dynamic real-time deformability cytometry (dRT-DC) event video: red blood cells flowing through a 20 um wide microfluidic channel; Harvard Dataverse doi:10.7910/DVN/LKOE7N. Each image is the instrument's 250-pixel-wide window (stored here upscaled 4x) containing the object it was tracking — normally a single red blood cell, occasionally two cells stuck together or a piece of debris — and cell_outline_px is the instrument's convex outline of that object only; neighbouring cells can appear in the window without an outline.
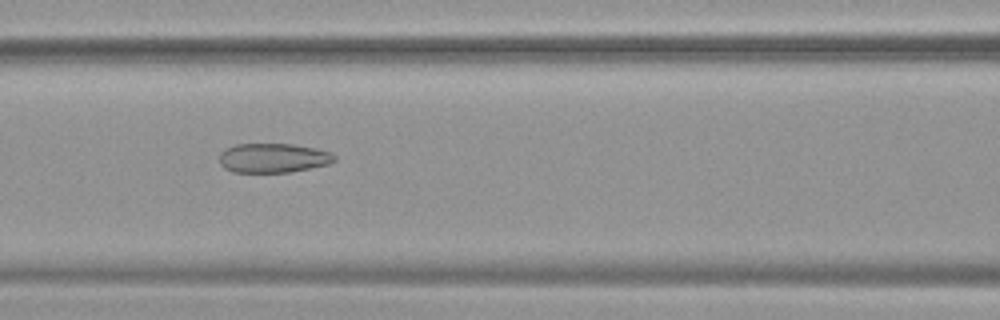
{"species": "common noctule bat (a hibernating species)", "species_latin": "Nyctalus noctula", "temperature_condition": "warm", "stored_images_in_passage": 54, "camera_frame_rate_fps": 3000, "um_per_image_px": 0.085, "animal": {"sex": "female", "body_mass_g": 19.9}, "frame": {"image": 1, "passage_image": 24, "time_ms": 7.667, "image_size_px": [1000, 320], "cell_outline_px": [[336, 160], [328, 164], [288, 172], [232, 172], [224, 168], [220, 164], [220, 152], [224, 148], [236, 144], [292, 144], [316, 148], [332, 152], [336, 156]], "centroid_in_image_um": [23.21, 13.42], "position_along_channel_um": 143.4, "area_um2": 19.77}}
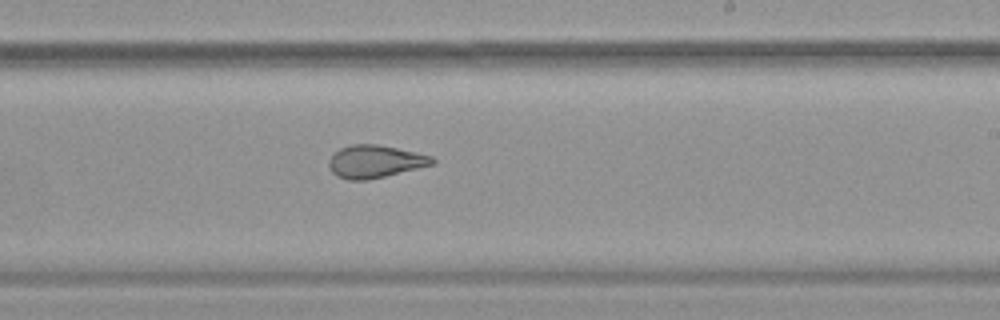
{"frame": {"image": 2, "passage_image": 33, "time_ms": 10.667, "image_size_px": [1000, 320], "cell_outline_px": [[436, 160], [432, 164], [368, 180], [348, 180], [336, 176], [328, 168], [328, 160], [340, 148], [352, 144], [376, 144], [416, 152], [432, 156]], "centroid_in_image_um": [31.83, 13.73], "position_along_channel_um": 257.2, "area_um2": 19.48}}
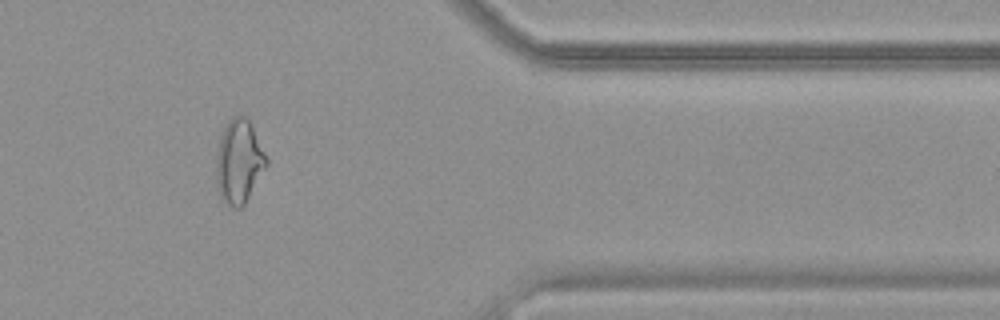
{"frame": {"image": 3, "passage_image": 45, "time_ms": 14.667, "image_size_px": [1000, 320], "cell_outline_px": [[268, 164], [244, 204], [240, 208], [236, 208], [220, 200], [216, 184], [216, 156], [220, 136], [228, 120], [232, 116], [244, 116], [252, 124], [268, 160]], "centroid_in_image_um": [20.29, 13.73], "position_along_channel_um": 391.1, "area_um2": 24.57}, "authors_computed_cell_mechanics": {"area_um2": 25.1141, "velocity_mm_per_s": 3.8016, "shape_relaxation_time_tau1_ms": null, "shape_relaxation_time_tau2_ms": 1.6493, "deformation_change_tau1": null, "deformation_change_tau2": 0.088}}